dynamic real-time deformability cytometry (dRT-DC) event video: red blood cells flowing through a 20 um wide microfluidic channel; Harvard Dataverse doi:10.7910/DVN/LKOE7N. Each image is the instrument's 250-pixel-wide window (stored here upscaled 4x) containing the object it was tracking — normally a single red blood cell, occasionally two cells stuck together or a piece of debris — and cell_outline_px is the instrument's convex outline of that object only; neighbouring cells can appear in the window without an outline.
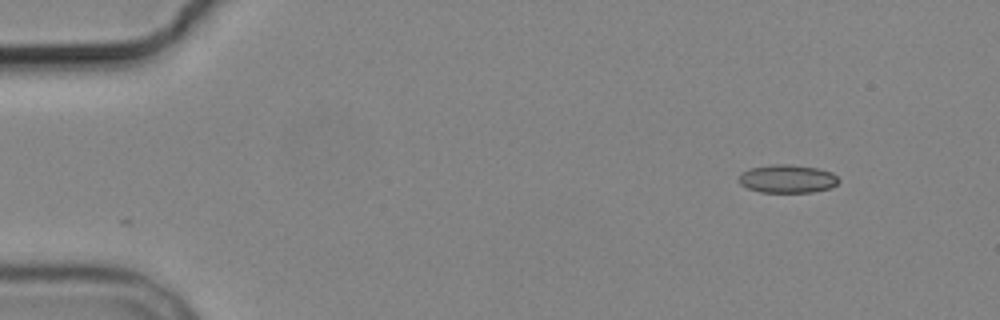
{"species": "common noctule bat (a hibernating species)", "species_latin": "Nyctalus noctula", "temperature_condition": "cold", "stored_images_in_passage": 3, "camera_frame_rate_fps": 3000, "um_per_image_px": 0.085, "animal": {"sex": "male", "body_mass_g": 19.2, "forearm_length_mm": 51.8}, "frame": {"image": 1, "passage_image": 1, "time_ms": 0.0, "image_size_px": [1000, 320], "cell_outline_px": [[840, 180], [832, 188], [812, 192], [760, 192], [748, 188], [740, 184], [736, 180], [740, 172], [748, 168], [772, 164], [788, 164], [816, 168], [832, 172]], "centroid_in_image_um": [66.88, 15.19], "position_along_channel_um": 18.1, "area_um2": 16.65}}